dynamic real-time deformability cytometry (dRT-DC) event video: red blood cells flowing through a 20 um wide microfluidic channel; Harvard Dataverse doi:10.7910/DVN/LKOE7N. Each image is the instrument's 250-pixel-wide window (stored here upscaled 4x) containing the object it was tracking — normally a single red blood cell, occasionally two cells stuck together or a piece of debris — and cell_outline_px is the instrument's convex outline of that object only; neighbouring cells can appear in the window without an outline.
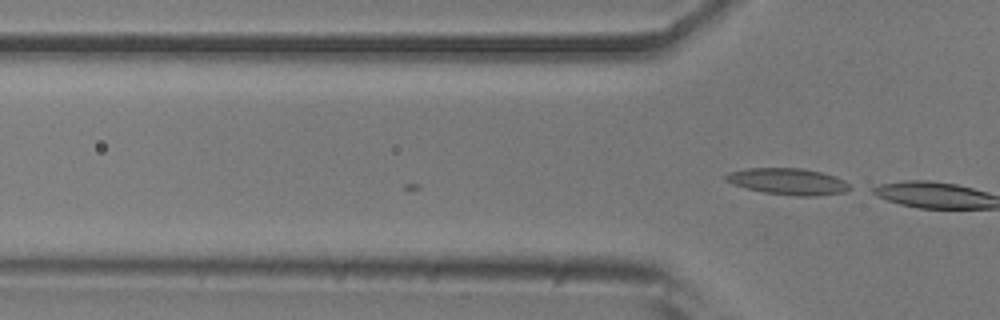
{"species": "common noctule bat (a hibernating species)", "species_latin": "Nyctalus noctula", "temperature_condition": "room temperature", "stored_images_in_passage": 2, "camera_frame_rate_fps": 3000, "um_per_image_px": 0.085, "animal": {"sex": "male", "body_mass_g": 20.5, "forearm_length_mm": 52.5}, "frame": {"image": 1, "passage_image": 2, "time_ms": 0.333, "image_size_px": [1000, 320], "cell_outline_px": [[852, 188], [844, 192], [816, 196], [796, 196], [764, 192], [732, 184], [724, 180], [724, 176], [728, 172], [748, 168], [804, 168], [836, 176], [844, 180]], "centroid_in_image_um": [66.98, 15.42], "position_along_channel_um": 58.8, "area_um2": 19.13}}